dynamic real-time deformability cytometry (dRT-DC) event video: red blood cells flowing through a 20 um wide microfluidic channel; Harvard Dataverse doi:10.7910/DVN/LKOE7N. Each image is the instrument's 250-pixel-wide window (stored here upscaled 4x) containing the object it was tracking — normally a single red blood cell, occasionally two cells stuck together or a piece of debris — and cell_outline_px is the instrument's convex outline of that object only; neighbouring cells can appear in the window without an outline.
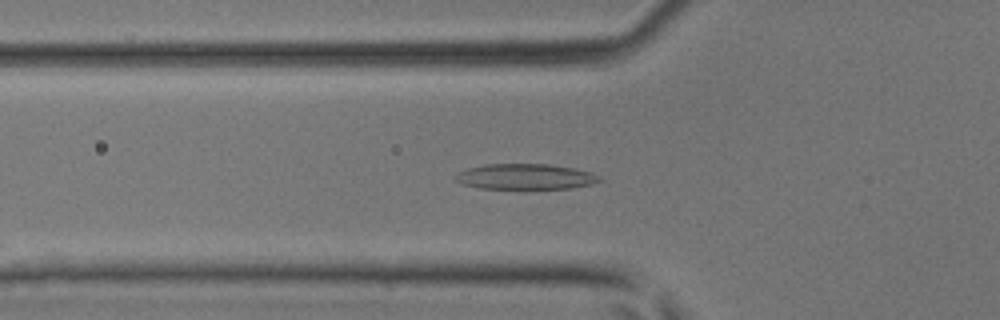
{"species": "common noctule bat (a hibernating species)", "species_latin": "Nyctalus noctula", "temperature_condition": "room temperature", "stored_images_in_passage": 24, "camera_frame_rate_fps": 3000, "um_per_image_px": 0.085, "animal": {"sex": "male", "body_mass_g": 17.9, "forearm_length_mm": 54.2}, "frame": {"image": 1, "passage_image": 3, "time_ms": 0.667, "image_size_px": [1000, 320], "cell_outline_px": [[604, 180], [592, 184], [572, 188], [480, 188], [464, 184], [456, 180], [456, 172], [468, 168], [484, 164], [548, 164], [576, 168], [592, 172], [600, 176]], "centroid_in_image_um": [44.71, 15.0], "position_along_channel_um": 81.1, "area_um2": 21.44}}
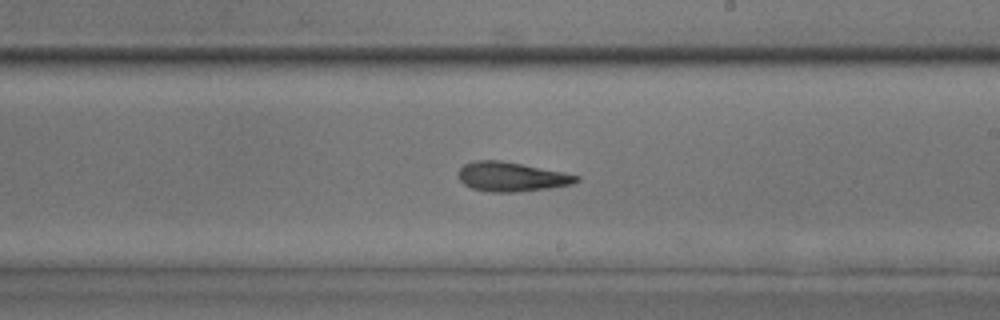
{"frame": {"image": 2, "passage_image": 14, "time_ms": 4.333, "image_size_px": [1000, 320], "cell_outline_px": [[580, 180], [572, 184], [548, 188], [516, 192], [488, 192], [472, 188], [464, 184], [460, 180], [456, 172], [464, 164], [476, 160], [500, 160], [564, 172], [580, 176]], "centroid_in_image_um": [43.45, 15.02], "position_along_channel_um": 245.5, "area_um2": 20.23}}
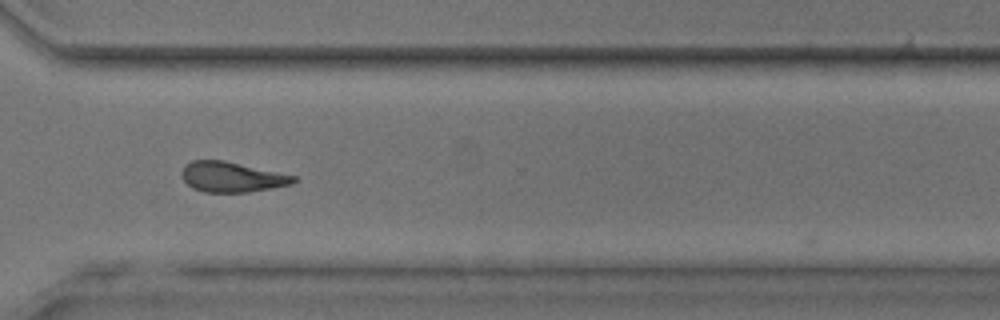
{"frame": {"image": 3, "passage_image": 21, "time_ms": 6.667, "image_size_px": [1000, 320], "cell_outline_px": [[296, 180], [292, 184], [248, 192], [204, 192], [192, 188], [180, 176], [180, 172], [184, 164], [192, 160], [224, 160], [296, 176]], "centroid_in_image_um": [19.65, 15.03], "position_along_channel_um": 351.0, "area_um2": 19.71}}